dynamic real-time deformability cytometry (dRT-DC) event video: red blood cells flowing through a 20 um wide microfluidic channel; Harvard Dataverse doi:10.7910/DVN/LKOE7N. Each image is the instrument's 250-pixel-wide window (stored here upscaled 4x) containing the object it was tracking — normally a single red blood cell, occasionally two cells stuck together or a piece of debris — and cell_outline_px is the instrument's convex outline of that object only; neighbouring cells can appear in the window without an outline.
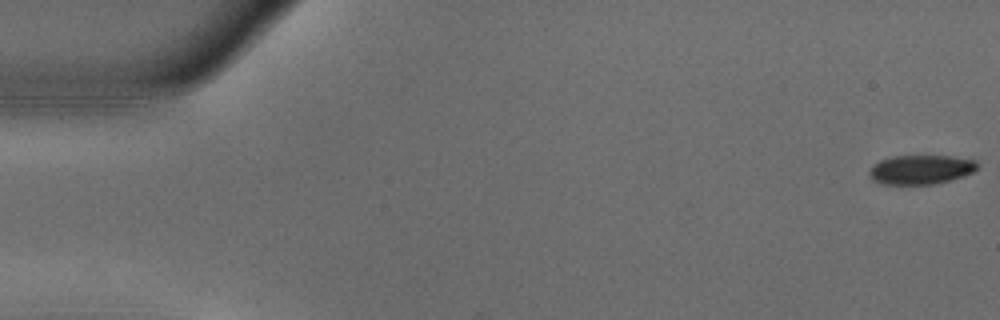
{"species": "common noctule bat (a hibernating species)", "species_latin": "Nyctalus noctula", "temperature_condition": "warm", "stored_images_in_passage": 54, "camera_frame_rate_fps": 3000, "um_per_image_px": 0.085, "animal": {"sex": "male", "body_mass_g": 18.8}, "frame": {"image": 1, "passage_image": 1, "time_ms": 0.0, "image_size_px": [1000, 320], "cell_outline_px": [[976, 168], [972, 172], [948, 180], [932, 184], [880, 184], [872, 180], [868, 176], [868, 172], [880, 160], [892, 156], [952, 156], [976, 160]], "centroid_in_image_um": [78.21, 14.41], "position_along_channel_um": 6.8, "area_um2": 18.15}}
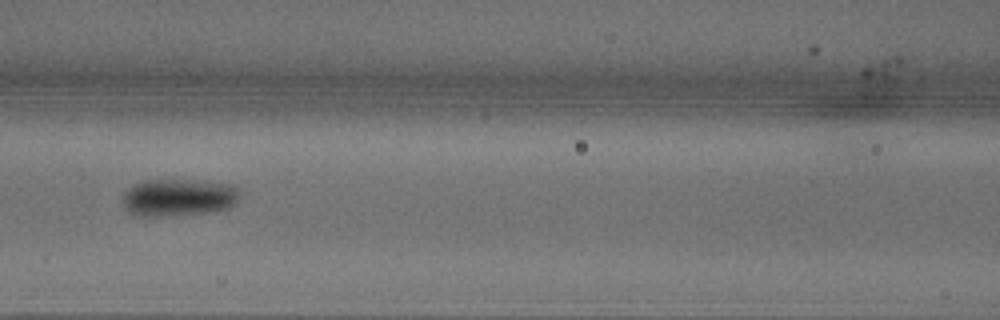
{"frame": {"image": 2, "passage_image": 24, "time_ms": 7.667, "image_size_px": [1000, 320], "cell_outline_px": [[240, 192], [236, 200], [228, 208], [208, 212], [168, 216], [136, 216], [128, 212], [124, 208], [124, 192], [132, 184], [144, 180], [192, 180], [236, 184], [240, 188]], "centroid_in_image_um": [15.16, 16.77], "position_along_channel_um": 151.4, "area_um2": 25.72}}
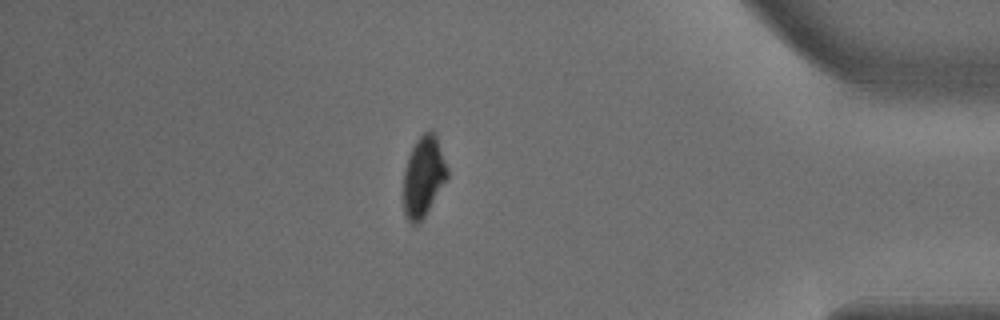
{"frame": {"image": 3, "passage_image": 47, "time_ms": 15.333, "image_size_px": [1000, 320], "cell_outline_px": [[448, 176], [424, 216], [416, 224], [412, 224], [408, 220], [404, 212], [404, 168], [408, 156], [416, 140], [424, 132], [432, 128], [436, 136], [448, 168]], "centroid_in_image_um": [35.99, 14.96], "position_along_channel_um": 399.2, "area_um2": 20.23}, "authors_computed_cell_mechanics": {"area_um2": 22.3397, "velocity_mm_per_s": 3.7139, "shape_relaxation_time_tau1_ms": 2.8316, "shape_relaxation_time_tau2_ms": null, "deformation_change_tau1": 0.1326, "deformation_change_tau2": null}}